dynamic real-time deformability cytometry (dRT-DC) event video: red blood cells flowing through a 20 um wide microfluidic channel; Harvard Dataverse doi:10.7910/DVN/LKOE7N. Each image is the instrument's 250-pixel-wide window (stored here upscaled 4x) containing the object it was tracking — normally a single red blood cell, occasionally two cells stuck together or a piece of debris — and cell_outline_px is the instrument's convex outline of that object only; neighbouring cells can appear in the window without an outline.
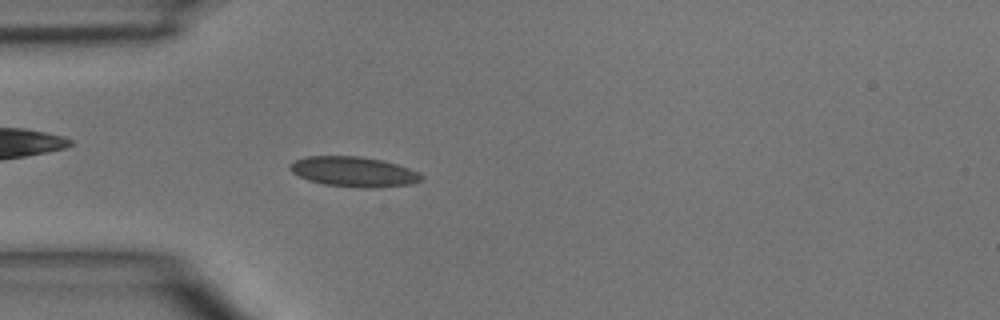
{"species": "common noctule bat (a hibernating species)", "species_latin": "Nyctalus noctula", "temperature_condition": "room temperature", "stored_images_in_passage": 40, "camera_frame_rate_fps": 3000, "um_per_image_px": 0.085, "animal": {"sex": "male", "body_mass_g": 15.6}, "frame": {"image": 1, "passage_image": 6, "time_ms": 1.667, "image_size_px": [1000, 320], "cell_outline_px": [[424, 180], [412, 184], [380, 188], [356, 188], [324, 184], [308, 180], [292, 172], [288, 168], [288, 164], [304, 156], [360, 156], [380, 160], [396, 164], [420, 172], [424, 176]], "centroid_in_image_um": [30.09, 14.61], "position_along_channel_um": 54.9, "area_um2": 23.35}}
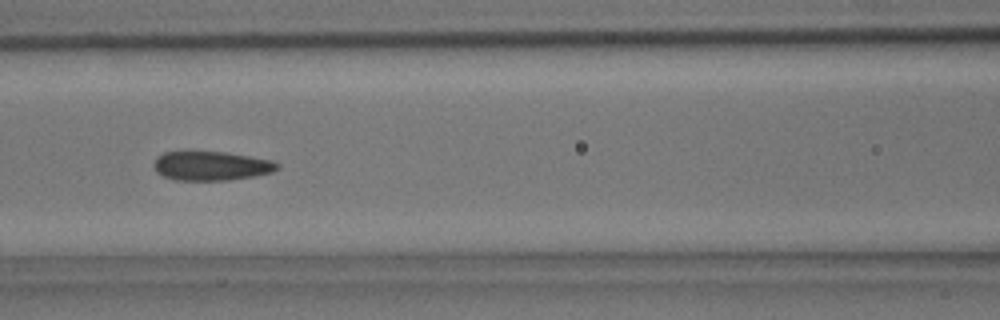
{"frame": {"image": 2, "passage_image": 13, "time_ms": 4.0, "image_size_px": [1000, 320], "cell_outline_px": [[280, 168], [272, 172], [252, 176], [228, 180], [176, 180], [164, 176], [156, 172], [152, 164], [156, 156], [164, 152], [188, 148], [224, 152], [272, 160], [280, 164]], "centroid_in_image_um": [17.87, 14.05], "position_along_channel_um": 148.7, "area_um2": 21.79}}
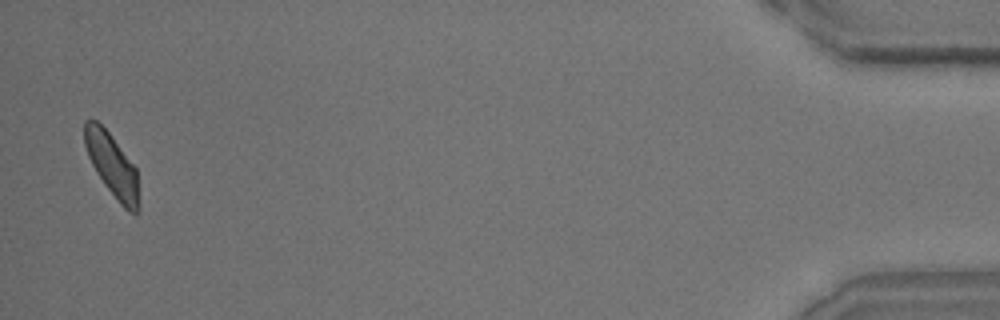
{"frame": {"image": 3, "passage_image": 39, "time_ms": 12.667, "image_size_px": [1000, 320], "cell_outline_px": [[140, 208], [136, 212], [128, 212], [120, 204], [104, 184], [96, 172], [88, 156], [84, 144], [84, 120], [96, 120], [108, 132], [136, 168]], "centroid_in_image_um": [9.52, 14.06], "position_along_channel_um": 425.7, "area_um2": 19.77}}